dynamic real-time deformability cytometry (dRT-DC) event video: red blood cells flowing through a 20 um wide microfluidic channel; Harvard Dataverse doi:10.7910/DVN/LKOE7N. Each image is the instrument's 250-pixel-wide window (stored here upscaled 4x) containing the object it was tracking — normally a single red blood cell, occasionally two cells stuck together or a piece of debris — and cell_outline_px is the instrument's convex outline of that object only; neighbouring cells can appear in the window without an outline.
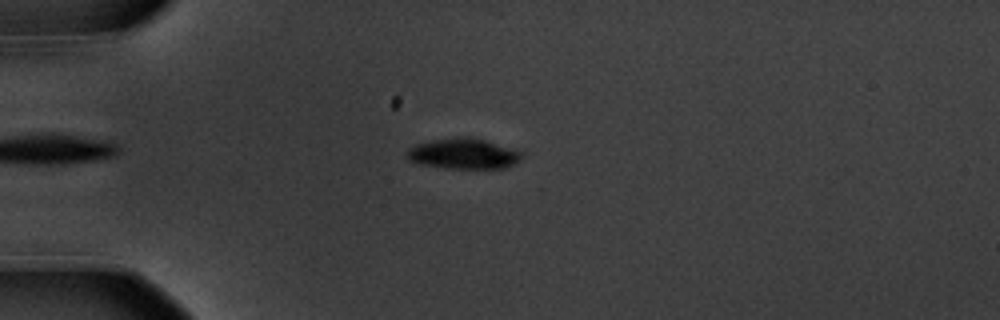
{"species": "common noctule bat (a hibernating species)", "species_latin": "Nyctalus noctula", "temperature_condition": "warm", "stored_images_in_passage": 15, "camera_frame_rate_fps": 3000, "um_per_image_px": 0.085, "animal": {"sex": "male", "body_mass_g": 20.1, "forearm_length_mm": 53.5}, "frame": {"image": 1, "passage_image": 4, "time_ms": 1.0, "image_size_px": [1000, 320], "cell_outline_px": [[524, 152], [512, 164], [504, 168], [444, 168], [416, 164], [408, 160], [404, 152], [408, 148], [416, 144], [432, 140], [456, 136], [472, 136]], "centroid_in_image_um": [39.29, 13.05], "position_along_channel_um": 45.7, "area_um2": 20.63}}